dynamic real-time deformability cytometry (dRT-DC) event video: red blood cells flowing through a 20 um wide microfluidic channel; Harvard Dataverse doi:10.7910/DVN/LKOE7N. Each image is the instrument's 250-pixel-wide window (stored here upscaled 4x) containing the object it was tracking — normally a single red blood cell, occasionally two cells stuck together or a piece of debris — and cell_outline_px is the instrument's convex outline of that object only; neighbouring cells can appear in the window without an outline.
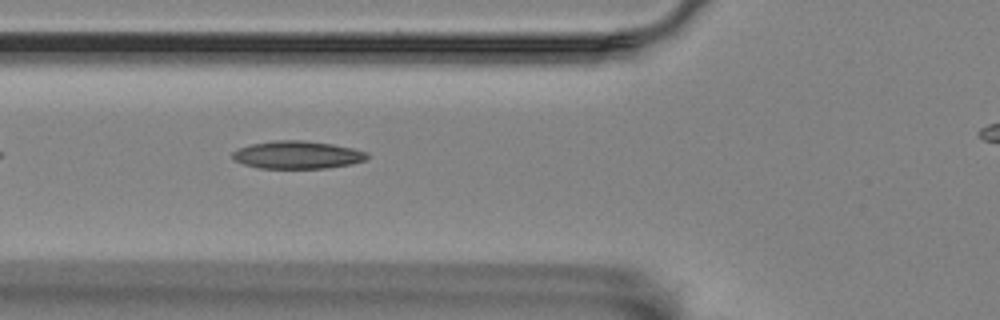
{"species": "Egyptian fruit bat (a non-hibernating species)", "species_latin": "Rousettus aegyptiacus", "temperature_condition": "room temperature", "stored_images_in_passage": 36, "camera_frame_rate_fps": 3000, "um_per_image_px": 0.085, "animal": {"sex": "female"}, "frame": {"image": 1, "passage_image": 6, "time_ms": 1.667, "image_size_px": [1000, 320], "cell_outline_px": [[368, 156], [364, 160], [352, 164], [324, 168], [260, 168], [244, 164], [236, 160], [232, 156], [232, 152], [240, 148], [252, 144], [276, 140], [304, 140], [332, 144], [352, 148], [368, 152]], "centroid_in_image_um": [25.29, 13.16], "position_along_channel_um": 100.5, "area_um2": 21.56}}
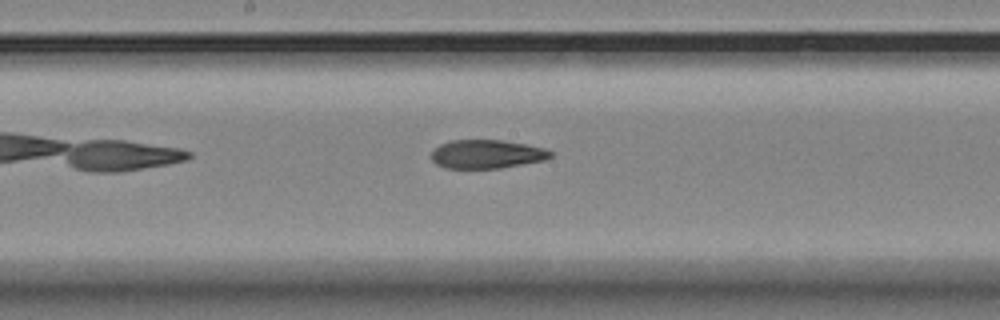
{"frame": {"image": 2, "passage_image": 15, "time_ms": 4.667, "image_size_px": [1000, 320], "cell_outline_px": [[552, 156], [544, 160], [500, 168], [444, 168], [436, 164], [432, 160], [432, 152], [440, 144], [452, 140], [500, 140], [524, 144], [544, 148], [552, 152]], "centroid_in_image_um": [41.36, 13.1], "position_along_channel_um": 206.8, "area_um2": 19.71}}
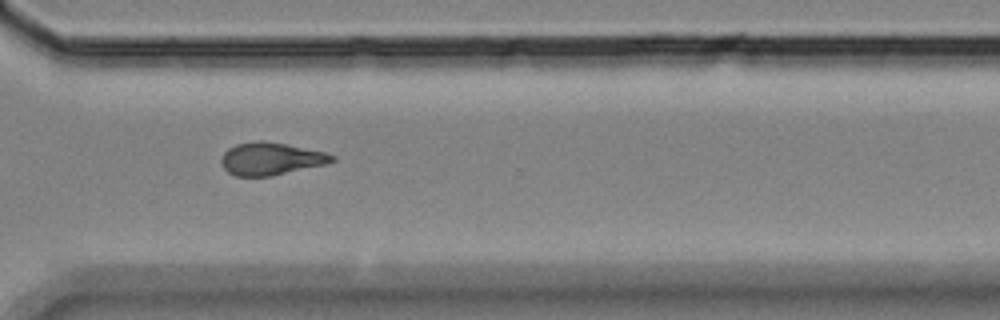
{"frame": {"image": 3, "passage_image": 27, "time_ms": 8.667, "image_size_px": [1000, 320], "cell_outline_px": [[336, 160], [324, 164], [272, 176], [236, 176], [228, 172], [220, 164], [220, 160], [224, 152], [228, 148], [236, 144], [252, 140], [260, 140], [284, 144], [324, 152], [336, 156]], "centroid_in_image_um": [22.97, 13.49], "position_along_channel_um": 347.6, "area_um2": 20.92}}